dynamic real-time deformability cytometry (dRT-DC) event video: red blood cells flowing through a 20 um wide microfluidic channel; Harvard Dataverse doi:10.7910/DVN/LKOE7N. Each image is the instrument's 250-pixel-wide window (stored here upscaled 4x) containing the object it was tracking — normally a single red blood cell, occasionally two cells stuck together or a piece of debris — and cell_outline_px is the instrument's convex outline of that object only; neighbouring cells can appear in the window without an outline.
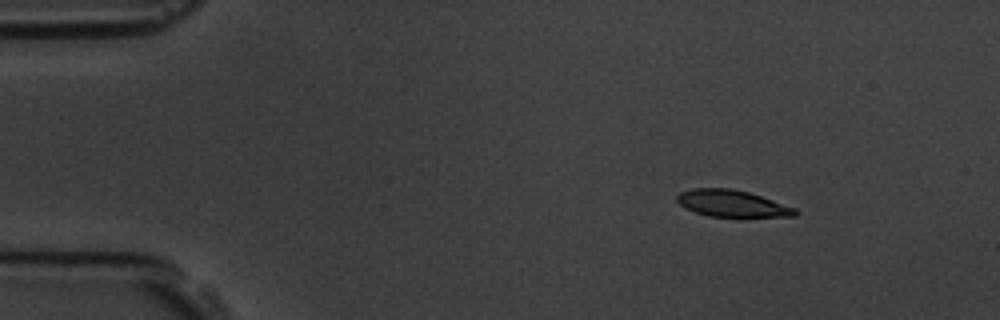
{"species": "common noctule bat (a hibernating species)", "species_latin": "Nyctalus noctula", "temperature_condition": "room temperature", "stored_images_in_passage": 7, "camera_frame_rate_fps": 3000, "um_per_image_px": 0.085, "animal": {"sex": "male", "body_mass_g": 19.5, "forearm_length_mm": 54.6}, "frame": {"image": 1, "passage_image": 1, "time_ms": 0.0, "image_size_px": [1000, 320], "cell_outline_px": [[796, 216], [708, 216], [696, 212], [680, 204], [676, 200], [676, 196], [680, 192], [696, 188], [732, 188], [748, 192], [796, 208]], "centroid_in_image_um": [62.2, 17.28], "position_along_channel_um": 22.8, "area_um2": 17.98}}
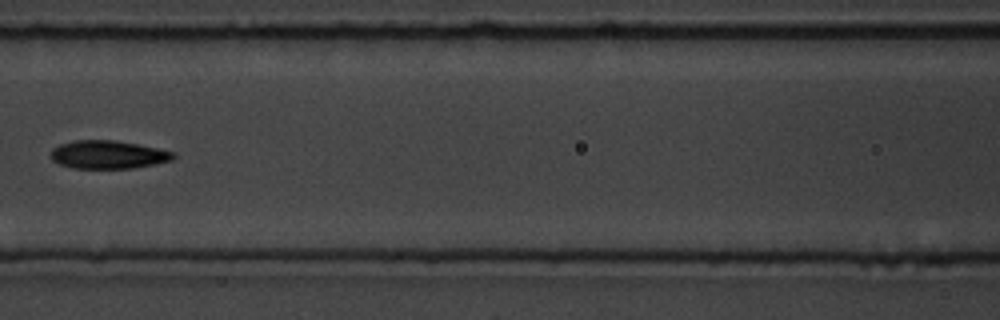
{"frame": {"image": 2, "passage_image": 6, "time_ms": 5.667, "image_size_px": [1000, 320], "cell_outline_px": [[176, 156], [172, 160], [156, 164], [132, 168], [72, 168], [60, 164], [52, 160], [52, 148], [60, 144], [76, 140], [116, 140], [176, 152]], "centroid_in_image_um": [9.21, 13.14], "position_along_channel_um": 157.4, "area_um2": 20.06}}
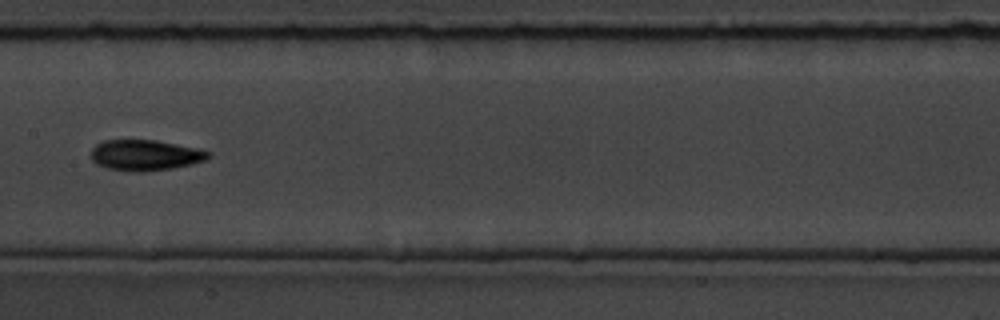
{"frame": {"image": 3, "passage_image": 7, "time_ms": 6.667, "image_size_px": [1000, 320], "cell_outline_px": [[212, 156], [204, 160], [192, 164], [172, 168], [140, 172], [132, 172], [108, 168], [96, 164], [92, 160], [92, 148], [96, 144], [104, 140], [156, 140], [200, 148], [212, 152]], "centroid_in_image_um": [12.38, 13.18], "position_along_channel_um": 195.0, "area_um2": 21.15}}